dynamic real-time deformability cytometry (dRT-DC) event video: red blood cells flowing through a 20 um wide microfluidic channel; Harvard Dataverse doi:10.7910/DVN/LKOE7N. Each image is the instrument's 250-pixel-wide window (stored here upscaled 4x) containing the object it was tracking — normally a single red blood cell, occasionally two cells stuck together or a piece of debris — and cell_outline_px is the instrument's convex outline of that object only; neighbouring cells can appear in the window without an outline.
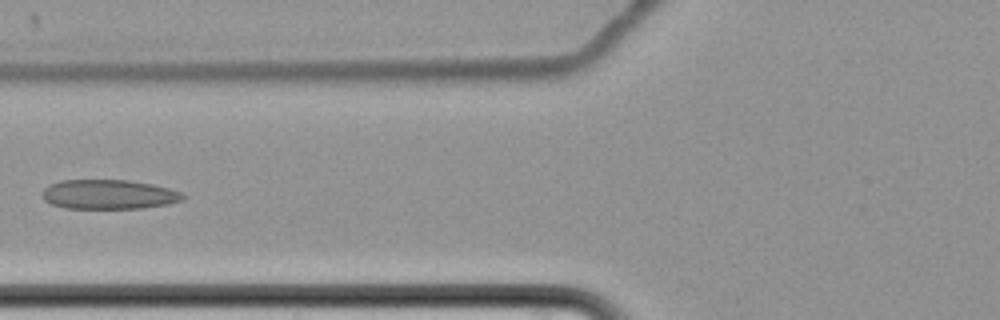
{"species": "common noctule bat (a hibernating species)", "species_latin": "Nyctalus noctula", "temperature_condition": "cold", "stored_images_in_passage": 8, "camera_frame_rate_fps": 3000, "um_per_image_px": 0.085, "animal": {"sex": "female", "body_mass_g": 22.7, "forearm_length_mm": 54.2}, "frame": {"image": 1, "passage_image": 8, "time_ms": 9.0, "image_size_px": [1000, 320], "cell_outline_px": [[188, 196], [184, 200], [168, 204], [144, 208], [64, 208], [52, 204], [44, 200], [40, 196], [40, 192], [48, 184], [60, 180], [128, 180], [152, 184], [168, 188], [180, 192]], "centroid_in_image_um": [9.22, 16.52], "position_along_channel_um": 116.6, "area_um2": 24.45}}